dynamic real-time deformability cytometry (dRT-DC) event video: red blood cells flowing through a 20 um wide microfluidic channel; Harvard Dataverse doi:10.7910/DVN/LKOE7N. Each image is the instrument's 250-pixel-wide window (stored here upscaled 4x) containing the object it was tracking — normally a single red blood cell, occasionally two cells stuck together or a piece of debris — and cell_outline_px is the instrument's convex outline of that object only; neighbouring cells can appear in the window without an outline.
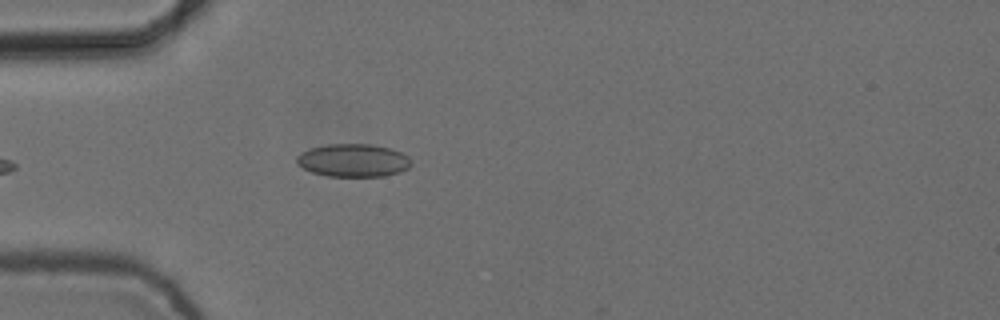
{"species": "common noctule bat (a hibernating species)", "species_latin": "Nyctalus noctula", "temperature_condition": "cold", "stored_images_in_passage": 5, "camera_frame_rate_fps": 3000, "um_per_image_px": 0.085, "animal": {"sex": "female", "body_mass_g": 24.6, "forearm_length_mm": 56.2}, "frame": {"image": 1, "passage_image": 5, "time_ms": 1.333, "image_size_px": [1000, 320], "cell_outline_px": [[412, 164], [408, 168], [400, 172], [384, 176], [328, 176], [312, 172], [304, 168], [296, 160], [296, 156], [312, 148], [328, 144], [372, 144], [392, 148], [408, 156]], "centroid_in_image_um": [30.08, 13.63], "position_along_channel_um": 54.9, "area_um2": 21.85}}